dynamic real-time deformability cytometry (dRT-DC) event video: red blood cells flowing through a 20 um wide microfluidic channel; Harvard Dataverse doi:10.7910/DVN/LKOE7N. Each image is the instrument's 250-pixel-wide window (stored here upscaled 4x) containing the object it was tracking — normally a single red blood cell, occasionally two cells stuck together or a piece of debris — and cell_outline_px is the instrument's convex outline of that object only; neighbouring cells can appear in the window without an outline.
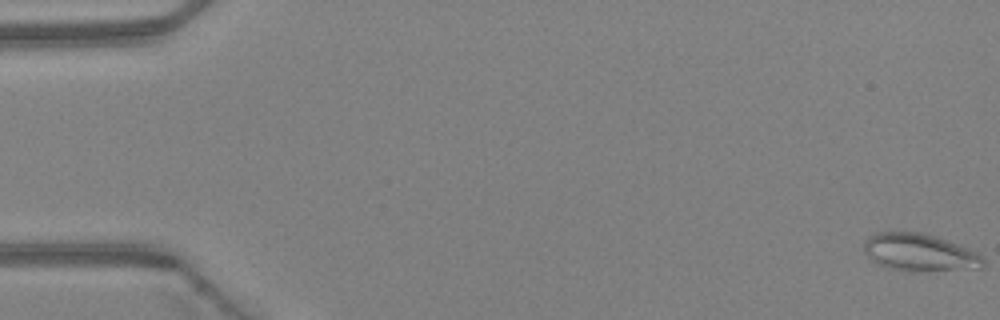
{"species": "Egyptian fruit bat (a non-hibernating species)", "species_latin": "Rousettus aegyptiacus", "temperature_condition": "warm", "stored_images_in_passage": 4, "camera_frame_rate_fps": 3000, "um_per_image_px": 0.085, "animal": {"sex": "female"}, "frame": {"image": 1, "passage_image": 1, "time_ms": 0.0, "image_size_px": [1000, 320], "cell_outline_px": [[984, 268], [920, 272], [908, 272], [888, 268], [872, 260], [864, 252], [864, 244], [868, 236], [876, 232], [920, 232], [956, 244], [976, 252], [984, 256]], "centroid_in_image_um": [78.17, 21.49], "position_along_channel_um": 6.8, "area_um2": 26.13}}